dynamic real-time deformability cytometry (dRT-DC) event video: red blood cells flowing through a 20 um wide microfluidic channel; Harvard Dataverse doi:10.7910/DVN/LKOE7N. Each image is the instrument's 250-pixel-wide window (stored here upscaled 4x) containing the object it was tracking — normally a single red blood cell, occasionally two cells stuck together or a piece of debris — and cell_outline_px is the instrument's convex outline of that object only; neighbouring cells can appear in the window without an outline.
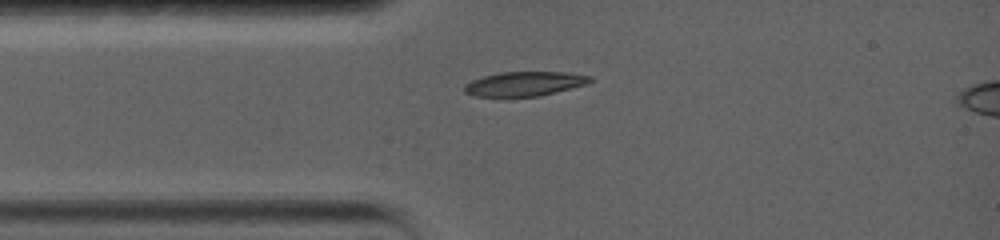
{"species": "common noctule bat (a hibernating species)", "species_latin": "Nyctalus noctula", "temperature_condition": "warm", "stored_images_in_passage": 1, "camera_frame_rate_fps": 5000, "um_per_image_px": 0.085, "animal": {"sex": "female", "body_mass_g": 19.0, "forearm_length_mm": 56.7}, "frame": {"image": 1, "passage_image": 1, "time_ms": 0.0, "image_size_px": [1000, 240], "cell_outline_px": [[592, 80], [588, 84], [540, 96], [504, 100], [476, 96], [464, 92], [464, 84], [472, 80], [484, 76], [500, 72], [568, 72], [592, 76]], "centroid_in_image_um": [44.54, 7.17], "position_along_channel_um": 40.5, "area_um2": 18.79}}